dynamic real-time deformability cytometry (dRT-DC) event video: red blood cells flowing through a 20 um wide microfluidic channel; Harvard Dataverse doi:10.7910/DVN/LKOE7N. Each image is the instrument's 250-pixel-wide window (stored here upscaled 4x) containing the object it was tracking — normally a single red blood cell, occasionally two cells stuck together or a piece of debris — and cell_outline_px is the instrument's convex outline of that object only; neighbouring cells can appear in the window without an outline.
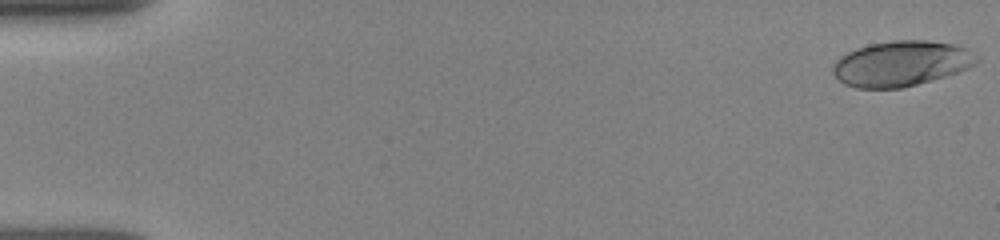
{"species": "human", "species_latin": "Homo sapiens", "temperature_condition": "room temperature", "stored_images_in_passage": 7, "camera_frame_rate_fps": 3000, "um_per_image_px": 0.085, "donor": {"sex": "female"}, "frame": {"image": 1, "passage_image": 1, "time_ms": 0.0, "image_size_px": [1000, 240], "cell_outline_px": [[980, 60], [976, 64], [956, 72], [944, 76], [916, 84], [900, 88], [856, 88], [844, 84], [832, 72], [832, 64], [840, 56], [856, 48], [868, 44], [896, 40], [924, 40], [952, 44], [964, 48]], "centroid_in_image_um": [76.53, 5.4], "position_along_channel_um": 8.5, "area_um2": 37.57}}
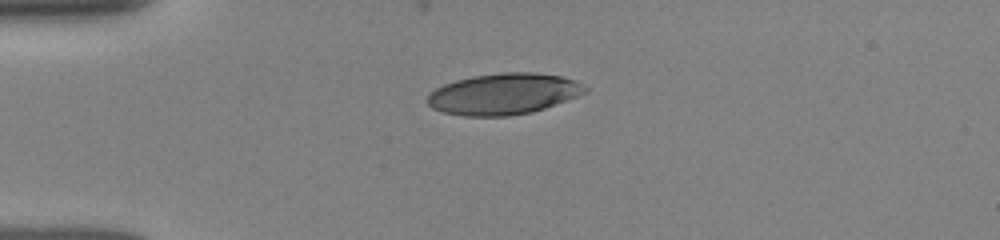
{"frame": {"image": 2, "passage_image": 5, "time_ms": 1.333, "image_size_px": [1000, 240], "cell_outline_px": [[588, 92], [544, 108], [532, 112], [508, 116], [464, 116], [444, 112], [432, 108], [428, 104], [428, 96], [436, 88], [444, 84], [456, 80], [472, 76], [500, 72], [532, 72], [560, 76], [576, 80], [588, 88]], "centroid_in_image_um": [42.82, 7.98], "position_along_channel_um": 42.2, "area_um2": 37.74}}
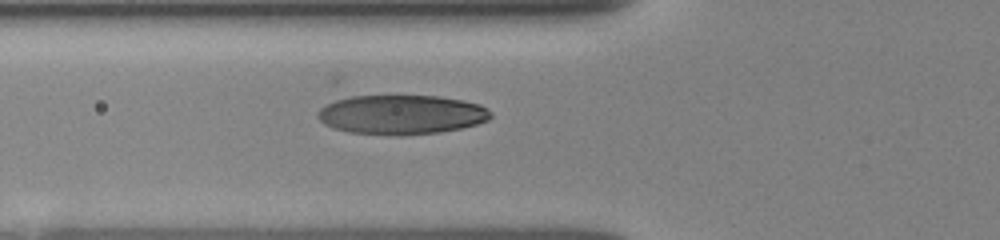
{"frame": {"image": 3, "passage_image": 7, "time_ms": 2.0, "image_size_px": [1000, 240], "cell_outline_px": [[492, 116], [488, 120], [476, 124], [460, 128], [440, 132], [400, 136], [396, 136], [348, 132], [332, 128], [324, 124], [316, 116], [316, 112], [324, 104], [340, 96], [440, 96], [464, 100], [480, 104], [488, 108], [492, 112]], "centroid_in_image_um": [34.07, 9.74], "position_along_channel_um": 91.7, "area_um2": 40.46}}